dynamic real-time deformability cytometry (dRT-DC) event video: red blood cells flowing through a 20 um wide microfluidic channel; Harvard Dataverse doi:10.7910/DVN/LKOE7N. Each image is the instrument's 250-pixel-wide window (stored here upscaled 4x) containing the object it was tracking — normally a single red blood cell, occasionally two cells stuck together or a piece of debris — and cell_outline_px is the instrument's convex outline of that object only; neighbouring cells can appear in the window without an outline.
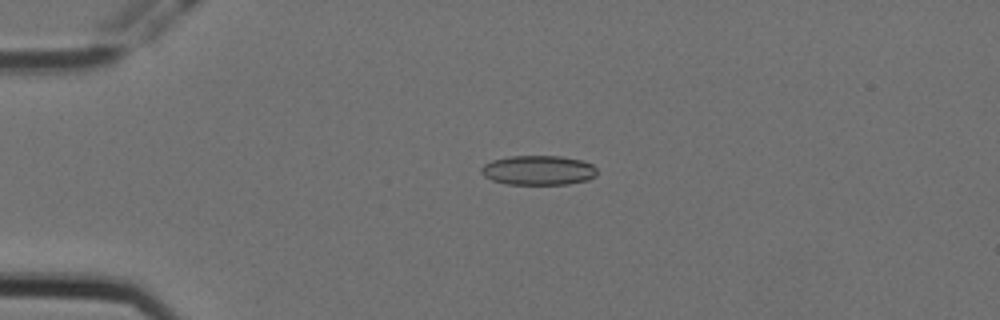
{"species": "Egyptian fruit bat (a non-hibernating species)", "species_latin": "Rousettus aegyptiacus", "temperature_condition": "cold", "stored_images_in_passage": 5, "camera_frame_rate_fps": 3000, "um_per_image_px": 0.085, "animal": {"sex": "female"}, "frame": {"image": 1, "passage_image": 4, "time_ms": 1.0, "image_size_px": [1000, 320], "cell_outline_px": [[596, 176], [588, 180], [568, 184], [504, 184], [492, 180], [484, 176], [480, 172], [480, 168], [484, 164], [492, 160], [508, 156], [560, 156], [584, 160], [592, 164], [596, 168]], "centroid_in_image_um": [45.75, 14.47], "position_along_channel_um": 39.2, "area_um2": 20.17}}